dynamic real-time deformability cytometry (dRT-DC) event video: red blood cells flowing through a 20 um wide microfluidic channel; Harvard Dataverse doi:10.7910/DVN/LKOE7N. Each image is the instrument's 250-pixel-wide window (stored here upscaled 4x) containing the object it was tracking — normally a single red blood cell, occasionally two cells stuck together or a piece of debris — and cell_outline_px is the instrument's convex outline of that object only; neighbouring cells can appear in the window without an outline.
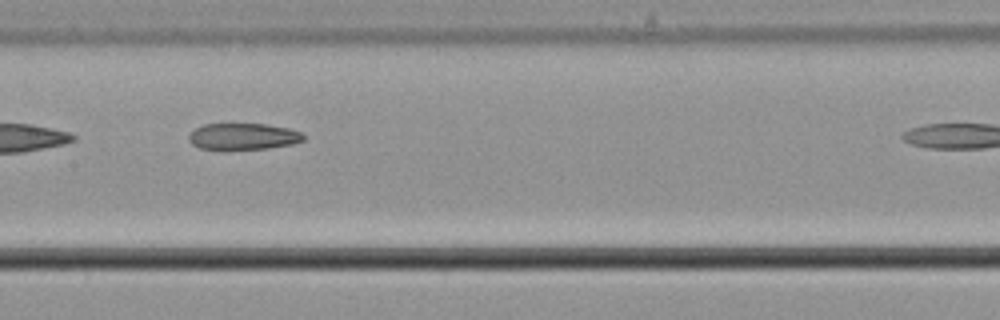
{"species": "common noctule bat (a hibernating species)", "species_latin": "Nyctalus noctula", "temperature_condition": "cold", "stored_images_in_passage": 6, "camera_frame_rate_fps": 3000, "um_per_image_px": 0.085, "animal": {"sex": "male", "body_mass_g": 21.5, "forearm_length_mm": 52.0}, "frame": {"image": 1, "passage_image": 5, "time_ms": 1.333, "image_size_px": [1000, 320], "cell_outline_px": [[304, 140], [292, 144], [268, 148], [220, 152], [200, 148], [192, 144], [188, 140], [188, 136], [196, 128], [204, 124], [264, 124], [288, 128], [300, 132], [304, 136]], "centroid_in_image_um": [20.61, 11.64], "position_along_channel_um": 186.8, "area_um2": 18.21}}